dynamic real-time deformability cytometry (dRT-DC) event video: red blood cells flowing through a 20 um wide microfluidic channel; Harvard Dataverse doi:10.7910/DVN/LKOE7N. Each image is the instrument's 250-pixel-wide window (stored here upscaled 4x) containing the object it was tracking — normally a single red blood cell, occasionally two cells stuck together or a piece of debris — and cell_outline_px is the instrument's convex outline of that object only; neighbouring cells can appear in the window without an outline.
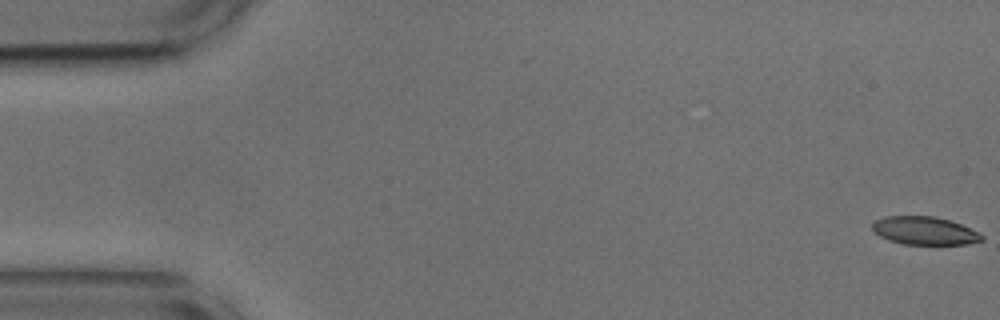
{"species": "common noctule bat (a hibernating species)", "species_latin": "Nyctalus noctula", "temperature_condition": "cold", "stored_images_in_passage": 17, "camera_frame_rate_fps": 3000, "um_per_image_px": 0.085, "animal": {"sex": "male", "body_mass_g": 17.9, "forearm_length_mm": 54.2}, "frame": {"image": 1, "passage_image": 1, "time_ms": 0.0, "image_size_px": [1000, 320], "cell_outline_px": [[984, 240], [968, 244], [904, 244], [888, 240], [880, 236], [872, 228], [872, 224], [876, 220], [884, 216], [936, 216], [960, 224], [980, 232], [984, 236]], "centroid_in_image_um": [78.61, 19.61], "position_along_channel_um": 6.4, "area_um2": 17.92}}
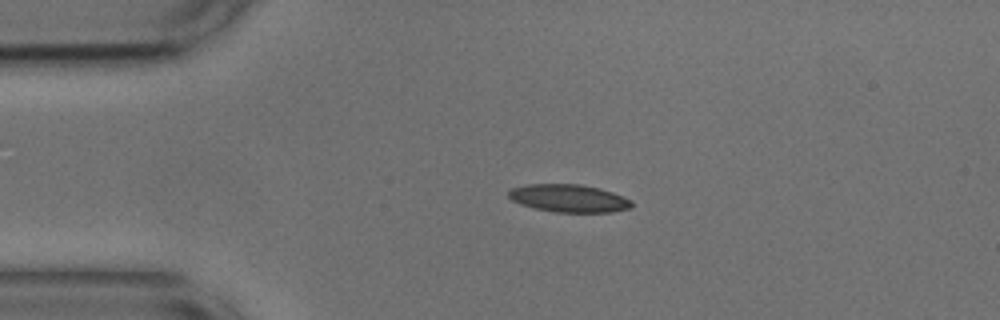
{"frame": {"image": 2, "passage_image": 12, "time_ms": 3.667, "image_size_px": [1000, 320], "cell_outline_px": [[632, 204], [628, 208], [608, 212], [556, 212], [536, 208], [520, 204], [512, 200], [508, 196], [508, 192], [512, 188], [528, 184], [580, 184], [600, 188], [612, 192], [632, 200]], "centroid_in_image_um": [48.33, 16.84], "position_along_channel_um": 36.7, "area_um2": 19.71}}